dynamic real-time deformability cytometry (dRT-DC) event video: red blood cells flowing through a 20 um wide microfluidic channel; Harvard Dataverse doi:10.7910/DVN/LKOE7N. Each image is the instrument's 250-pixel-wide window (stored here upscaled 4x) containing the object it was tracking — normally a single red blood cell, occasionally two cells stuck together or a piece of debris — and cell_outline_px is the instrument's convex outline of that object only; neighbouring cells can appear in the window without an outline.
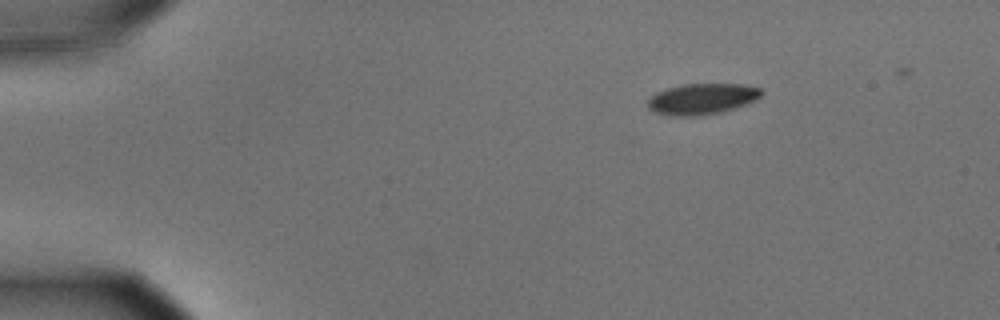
{"species": "common noctule bat (a hibernating species)", "species_latin": "Nyctalus noctula", "temperature_condition": "cold", "stored_images_in_passage": 44, "camera_frame_rate_fps": 3000, "um_per_image_px": 0.085, "animal": {"sex": "male", "body_mass_g": 15.6}, "frame": {"image": 1, "passage_image": 1, "time_ms": 0.0, "image_size_px": [1000, 320], "cell_outline_px": [[764, 92], [760, 96], [744, 104], [720, 112], [700, 116], [668, 116], [656, 112], [648, 108], [648, 100], [656, 92], [668, 88], [684, 84], [744, 84], [760, 88]], "centroid_in_image_um": [59.64, 8.41], "position_along_channel_um": 25.4, "area_um2": 20.29}}
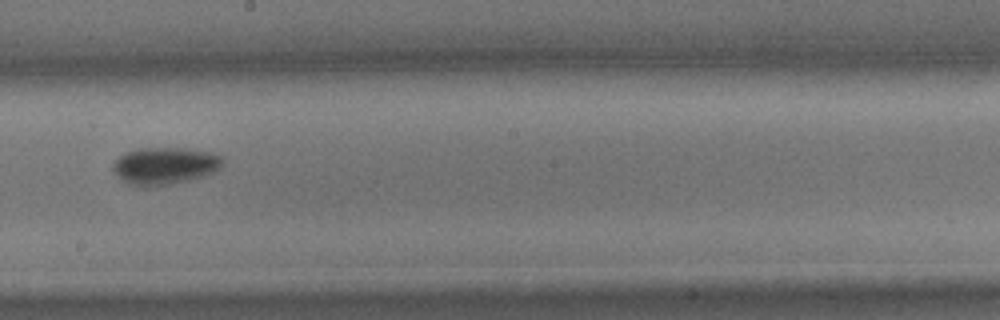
{"frame": {"image": 2, "passage_image": 25, "time_ms": 8.0, "image_size_px": [1000, 320], "cell_outline_px": [[224, 160], [212, 172], [204, 176], [188, 180], [168, 184], [128, 184], [112, 168], [112, 164], [120, 156], [128, 152], [140, 148], [180, 148], [212, 152], [224, 156]], "centroid_in_image_um": [14.05, 14.05], "position_along_channel_um": 234.2, "area_um2": 22.89}}
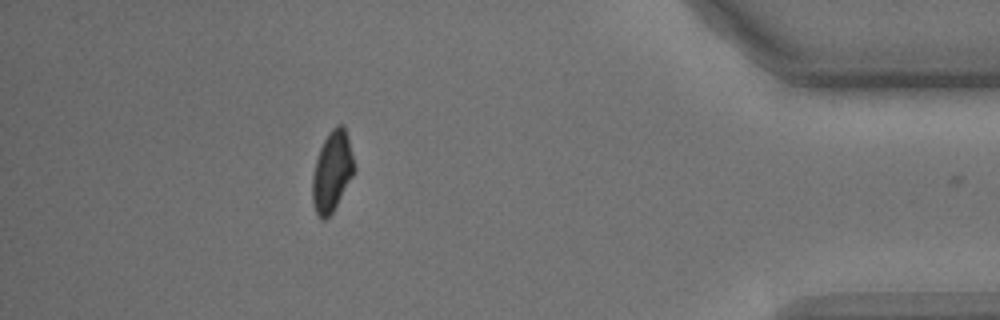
{"frame": {"image": 3, "passage_image": 43, "time_ms": 14.0, "image_size_px": [1000, 320], "cell_outline_px": [[356, 172], [332, 212], [324, 220], [320, 220], [312, 204], [312, 176], [316, 160], [320, 148], [328, 132], [336, 124], [344, 124], [348, 136], [356, 168]], "centroid_in_image_um": [28.24, 14.55], "position_along_channel_um": 407.0, "area_um2": 19.88}}